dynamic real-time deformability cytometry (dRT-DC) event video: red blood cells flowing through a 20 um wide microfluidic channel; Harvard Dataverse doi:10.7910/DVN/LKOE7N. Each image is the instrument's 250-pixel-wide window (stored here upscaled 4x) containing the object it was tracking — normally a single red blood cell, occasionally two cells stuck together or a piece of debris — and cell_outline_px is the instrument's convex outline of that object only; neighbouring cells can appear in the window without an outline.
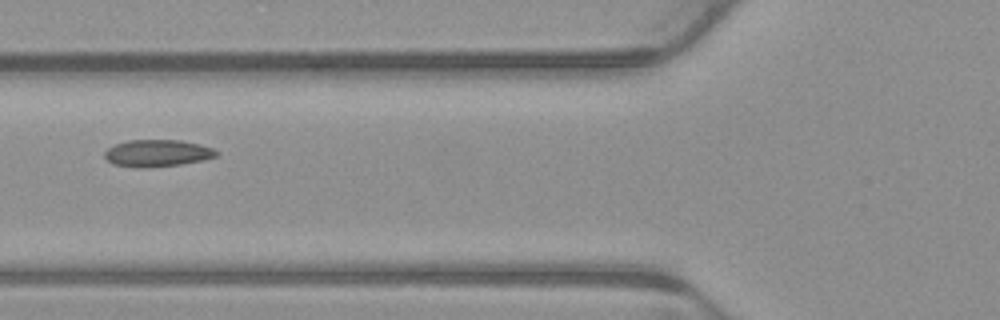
{"species": "common noctule bat (a hibernating species)", "species_latin": "Nyctalus noctula", "temperature_condition": "warm", "stored_images_in_passage": 5, "camera_frame_rate_fps": 3000, "um_per_image_px": 0.085, "animal": {"sex": "male", "body_mass_g": 23.1, "forearm_length_mm": 52.7}, "frame": {"image": 1, "passage_image": 5, "time_ms": 1.333, "image_size_px": [1000, 320], "cell_outline_px": [[220, 152], [216, 156], [200, 160], [180, 164], [144, 168], [136, 168], [112, 164], [104, 156], [104, 152], [108, 148], [116, 144], [128, 140], [180, 140], [200, 144], [212, 148]], "centroid_in_image_um": [13.34, 13.02], "position_along_channel_um": 112.5, "area_um2": 17.51}}